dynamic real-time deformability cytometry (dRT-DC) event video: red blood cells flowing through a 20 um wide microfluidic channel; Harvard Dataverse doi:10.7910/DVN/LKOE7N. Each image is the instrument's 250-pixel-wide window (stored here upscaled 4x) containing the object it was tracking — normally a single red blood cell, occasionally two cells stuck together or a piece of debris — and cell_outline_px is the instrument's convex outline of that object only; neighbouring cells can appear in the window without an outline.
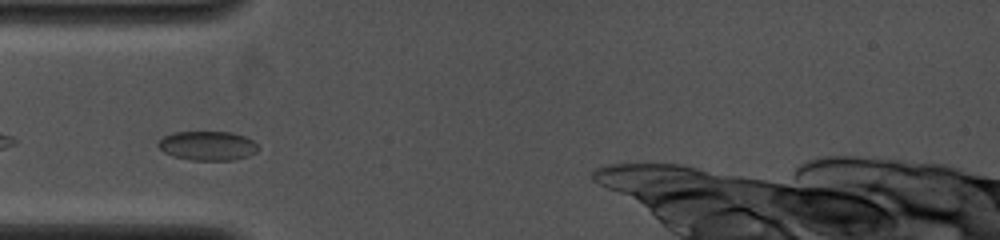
{"species": "common noctule bat (a hibernating species)", "species_latin": "Nyctalus noctula", "temperature_condition": "cold", "stored_images_in_passage": 6, "camera_frame_rate_fps": 4000, "um_per_image_px": 0.085, "animal": {"sex": "female", "body_mass_g": 19.0, "forearm_length_mm": 53.3}, "frame": {"image": 1, "passage_image": 1, "time_ms": 0.0, "image_size_px": [1000, 240], "cell_outline_px": [[260, 148], [256, 152], [248, 156], [232, 160], [192, 160], [172, 156], [164, 152], [156, 144], [164, 136], [172, 132], [232, 132], [244, 136], [252, 140]], "centroid_in_image_um": [17.64, 12.39], "position_along_channel_um": 67.4, "area_um2": 17.05}}
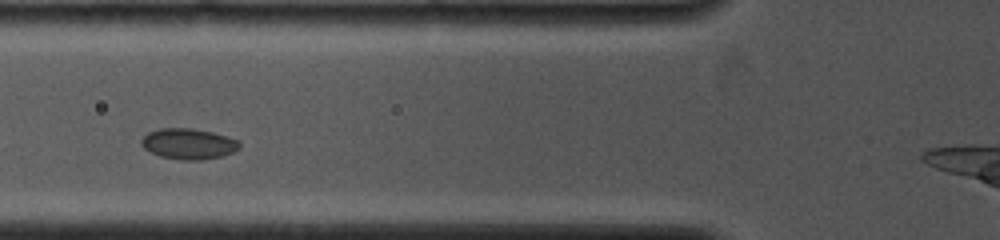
{"frame": {"image": 2, "passage_image": 3, "time_ms": 1.0, "image_size_px": [1000, 240], "cell_outline_px": [[240, 148], [232, 152], [220, 156], [200, 160], [180, 160], [160, 156], [144, 148], [140, 144], [140, 140], [148, 132], [160, 128], [192, 128], [212, 132], [240, 140]], "centroid_in_image_um": [16.01, 12.22], "position_along_channel_um": 109.8, "area_um2": 17.57}}
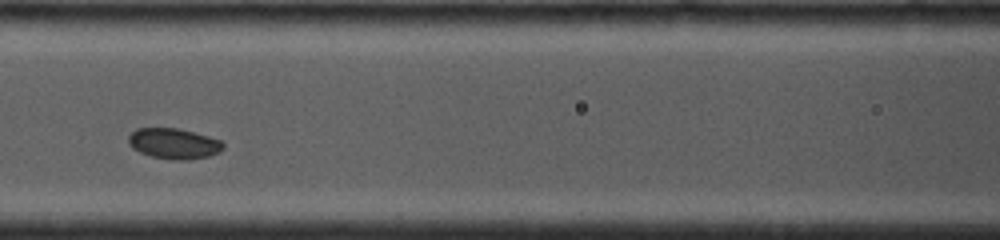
{"frame": {"image": 3, "passage_image": 5, "time_ms": 2.0, "image_size_px": [1000, 240], "cell_outline_px": [[224, 148], [220, 152], [208, 156], [188, 160], [176, 160], [152, 156], [140, 152], [132, 148], [128, 144], [128, 136], [136, 128], [180, 128], [208, 136], [220, 140], [224, 144]], "centroid_in_image_um": [14.77, 12.2], "position_along_channel_um": 151.8, "area_um2": 16.94}}